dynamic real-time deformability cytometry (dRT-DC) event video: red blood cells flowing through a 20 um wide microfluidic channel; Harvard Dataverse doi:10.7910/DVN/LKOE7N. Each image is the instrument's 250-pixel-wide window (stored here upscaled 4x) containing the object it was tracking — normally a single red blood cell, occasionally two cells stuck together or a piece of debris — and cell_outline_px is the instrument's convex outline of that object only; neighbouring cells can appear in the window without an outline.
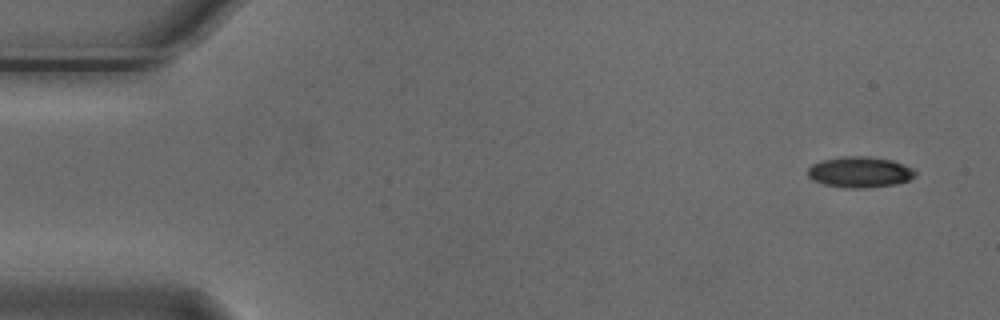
{"species": "Egyptian fruit bat (a non-hibernating species)", "species_latin": "Rousettus aegyptiacus", "temperature_condition": "cold", "stored_images_in_passage": 5, "camera_frame_rate_fps": 3000, "um_per_image_px": 0.085, "animal": {"sex": "male"}, "frame": {"image": 1, "passage_image": 1, "time_ms": 0.0, "image_size_px": [1000, 320], "cell_outline_px": [[916, 176], [908, 180], [896, 184], [864, 188], [852, 188], [824, 184], [812, 180], [808, 176], [808, 168], [812, 164], [820, 160], [844, 156], [868, 156], [892, 160], [912, 168], [916, 172]], "centroid_in_image_um": [73.07, 14.62], "position_along_channel_um": 11.9, "area_um2": 19.31}}
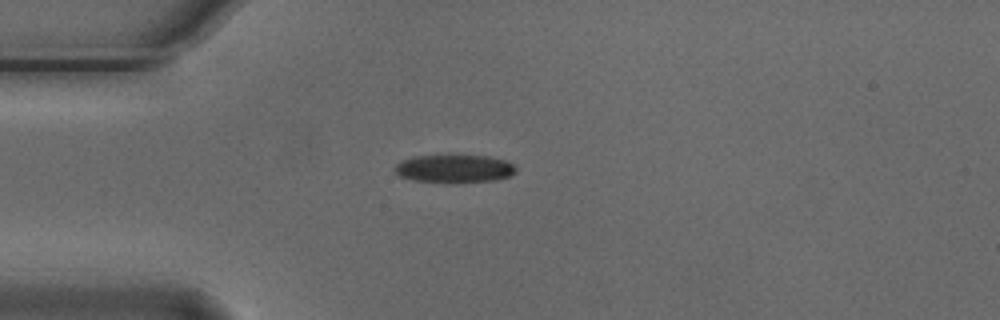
{"frame": {"image": 2, "passage_image": 4, "time_ms": 1.0, "image_size_px": [1000, 320], "cell_outline_px": [[516, 172], [508, 176], [492, 180], [452, 184], [444, 184], [412, 180], [400, 176], [392, 168], [396, 164], [412, 156], [488, 156], [504, 160], [512, 164], [516, 168]], "centroid_in_image_um": [38.57, 14.37], "position_along_channel_um": 46.4, "area_um2": 19.94}}